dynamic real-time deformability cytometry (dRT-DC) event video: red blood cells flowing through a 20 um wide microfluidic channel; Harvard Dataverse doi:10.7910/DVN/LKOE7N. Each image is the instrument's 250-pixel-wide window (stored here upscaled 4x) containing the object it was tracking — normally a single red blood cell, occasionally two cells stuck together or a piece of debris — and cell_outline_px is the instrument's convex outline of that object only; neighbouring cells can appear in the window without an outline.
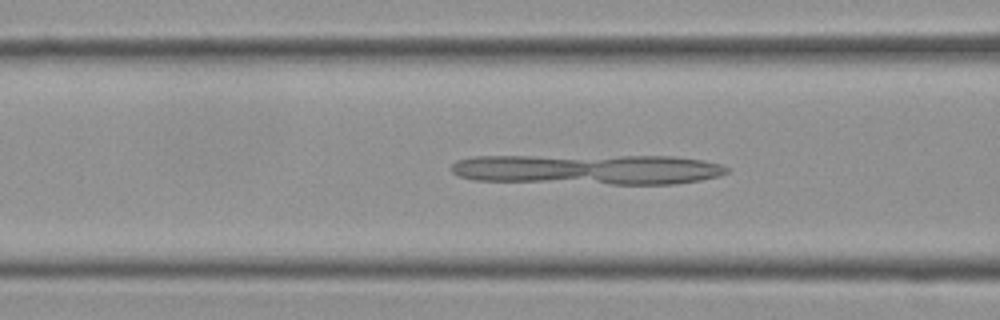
{"species": "Egyptian fruit bat (a non-hibernating species)", "species_latin": "Rousettus aegyptiacus", "temperature_condition": "cold", "stored_images_in_passage": 53, "camera_frame_rate_fps": 3000, "um_per_image_px": 0.085, "frame": {"image": 1, "passage_image": 19, "time_ms": 6.0, "image_size_px": [1000, 320], "cell_outline_px": [[728, 172], [716, 176], [700, 180], [676, 184], [612, 184], [472, 180], [460, 176], [452, 172], [452, 164], [456, 160], [472, 156], [672, 156], [704, 160], [720, 164], [728, 168]], "centroid_in_image_um": [49.97, 14.39], "position_along_channel_um": 116.6, "area_um2": 48.67}}
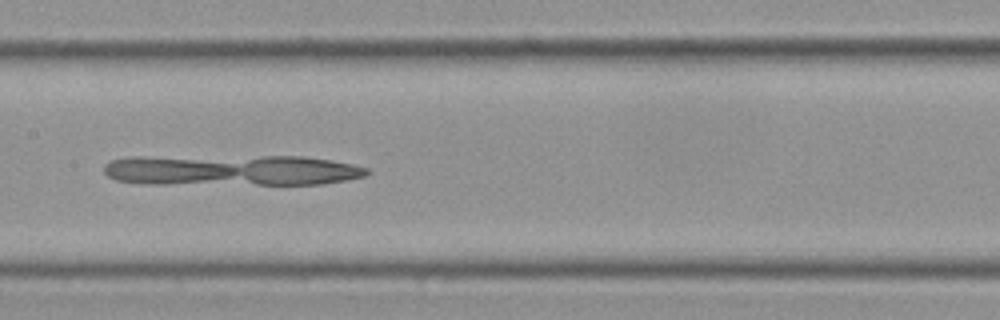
{"frame": {"image": 2, "passage_image": 25, "time_ms": 8.0, "image_size_px": [1000, 320], "cell_outline_px": [[368, 172], [364, 176], [348, 180], [320, 184], [140, 184], [116, 180], [108, 176], [104, 172], [104, 164], [112, 160], [128, 156], [304, 156], [332, 160], [352, 164], [368, 168]], "centroid_in_image_um": [19.63, 14.46], "position_along_channel_um": 187.8, "area_um2": 48.03}}
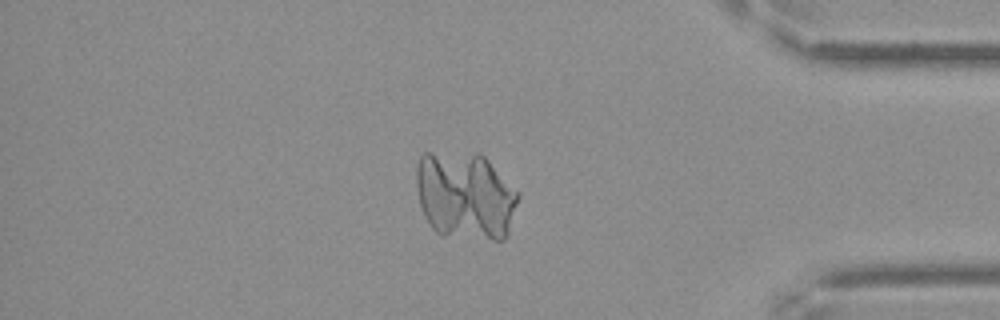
{"frame": {"image": 3, "passage_image": 45, "time_ms": 14.667, "image_size_px": [1000, 320], "cell_outline_px": [[520, 196], [508, 236], [504, 240], [492, 240], [440, 236], [432, 228], [424, 216], [420, 204], [416, 184], [416, 164], [420, 156], [424, 152], [480, 152], [520, 192]], "centroid_in_image_um": [39.56, 16.64], "position_along_channel_um": 395.6, "area_um2": 53.47}}